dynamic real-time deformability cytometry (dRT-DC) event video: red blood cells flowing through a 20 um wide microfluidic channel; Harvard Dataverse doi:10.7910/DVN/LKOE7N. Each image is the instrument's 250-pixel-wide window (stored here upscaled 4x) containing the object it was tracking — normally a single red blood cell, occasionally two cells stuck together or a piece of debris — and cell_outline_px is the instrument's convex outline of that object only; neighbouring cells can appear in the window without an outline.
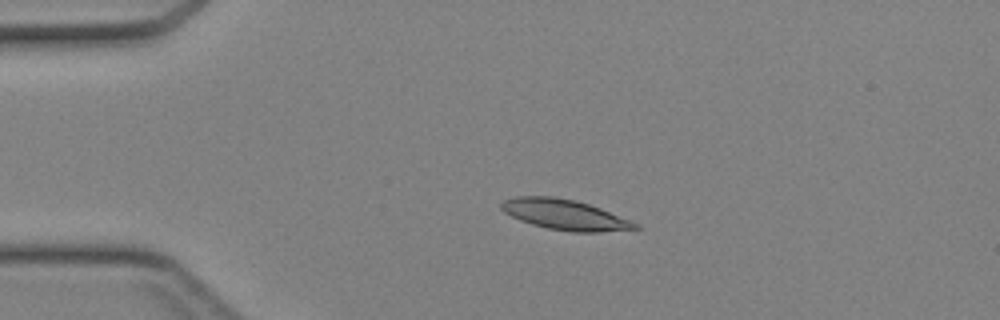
{"species": "Egyptian fruit bat (a non-hibernating species)", "species_latin": "Rousettus aegyptiacus", "temperature_condition": "cold", "stored_images_in_passage": 37, "camera_frame_rate_fps": 3000, "um_per_image_px": 0.085, "animal": {"sex": "female"}, "frame": {"image": 1, "passage_image": 2, "time_ms": 0.333, "image_size_px": [1000, 320], "cell_outline_px": [[640, 228], [600, 232], [572, 232], [548, 228], [532, 224], [520, 220], [504, 212], [500, 208], [500, 204], [504, 200], [516, 196], [556, 196], [588, 204], [600, 208], [640, 224]], "centroid_in_image_um": [47.99, 18.24], "position_along_channel_um": 37.0, "area_um2": 23.52}}
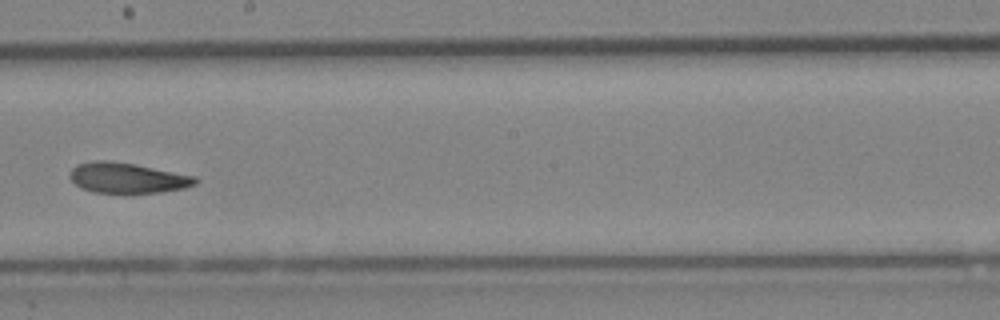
{"frame": {"image": 2, "passage_image": 18, "time_ms": 5.667, "image_size_px": [1000, 320], "cell_outline_px": [[200, 180], [196, 184], [184, 188], [160, 192], [128, 196], [124, 196], [92, 192], [80, 188], [68, 176], [72, 168], [76, 164], [92, 160], [112, 160], [136, 164], [196, 176]], "centroid_in_image_um": [10.81, 15.16], "position_along_channel_um": 237.4, "area_um2": 23.41}}
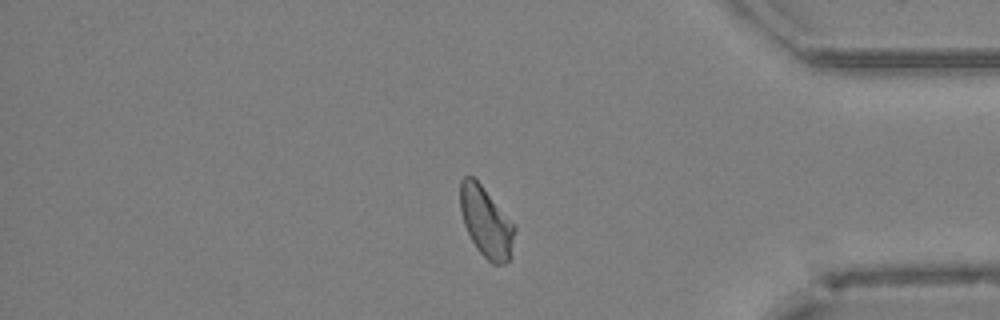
{"frame": {"image": 3, "passage_image": 30, "time_ms": 9.667, "image_size_px": [1000, 320], "cell_outline_px": [[516, 228], [512, 256], [504, 264], [492, 264], [476, 248], [464, 224], [460, 208], [460, 180], [464, 176], [472, 176], [480, 184]], "centroid_in_image_um": [41.32, 18.91], "position_along_channel_um": 393.9, "area_um2": 21.91}}